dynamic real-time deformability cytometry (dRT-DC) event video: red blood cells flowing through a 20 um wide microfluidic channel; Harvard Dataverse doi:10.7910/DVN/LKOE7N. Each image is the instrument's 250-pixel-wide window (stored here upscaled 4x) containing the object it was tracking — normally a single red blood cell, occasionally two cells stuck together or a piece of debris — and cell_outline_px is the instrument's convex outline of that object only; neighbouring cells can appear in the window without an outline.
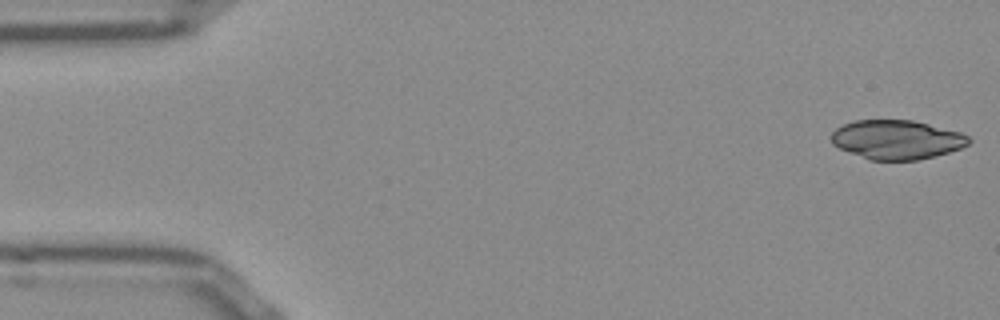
{"species": "Egyptian fruit bat (a non-hibernating species)", "species_latin": "Rousettus aegyptiacus", "temperature_condition": "room temperature", "stored_images_in_passage": 51, "camera_frame_rate_fps": 3000, "um_per_image_px": 0.085, "frame": {"image": 1, "passage_image": 1, "time_ms": 0.0, "image_size_px": [1000, 320], "cell_outline_px": [[972, 140], [968, 144], [960, 148], [936, 156], [916, 160], [868, 160], [848, 152], [832, 144], [832, 132], [836, 128], [844, 124], [856, 120], [912, 120], [960, 132], [968, 136]], "centroid_in_image_um": [76.21, 11.87], "position_along_channel_um": 8.8, "area_um2": 31.27}}